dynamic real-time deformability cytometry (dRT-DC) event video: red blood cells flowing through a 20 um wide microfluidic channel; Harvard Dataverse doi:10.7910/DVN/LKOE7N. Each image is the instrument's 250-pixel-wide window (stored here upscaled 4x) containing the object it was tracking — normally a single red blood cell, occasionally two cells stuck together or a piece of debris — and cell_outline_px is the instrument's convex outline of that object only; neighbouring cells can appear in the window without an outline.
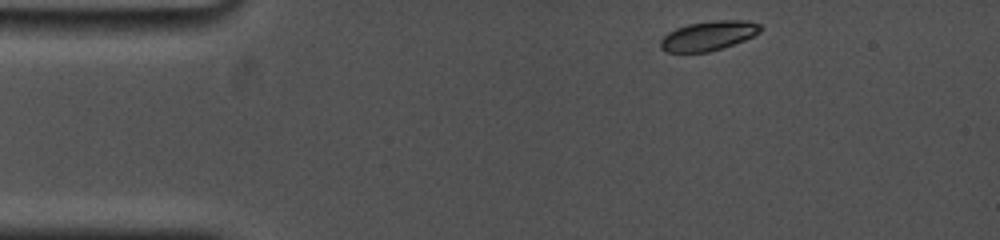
{"species": "common noctule bat (a hibernating species)", "species_latin": "Nyctalus noctula", "temperature_condition": "cold", "stored_images_in_passage": 10, "camera_frame_rate_fps": 5000, "um_per_image_px": 0.085, "animal": {"sex": "female", "body_mass_g": 19.0, "forearm_length_mm": 53.3}, "frame": {"image": 1, "passage_image": 1, "time_ms": 0.0, "image_size_px": [1000, 240], "cell_outline_px": [[764, 28], [760, 32], [744, 40], [708, 52], [664, 52], [660, 48], [660, 40], [668, 32], [676, 28], [688, 24], [716, 20], [748, 20], [760, 24]], "centroid_in_image_um": [60.21, 3.03], "position_along_channel_um": 24.8, "area_um2": 17.17}}
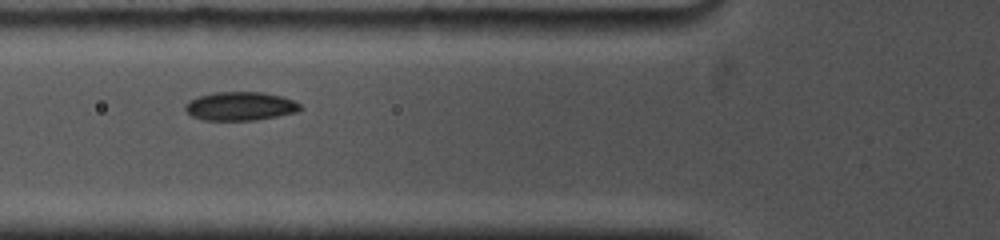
{"frame": {"image": 2, "passage_image": 7, "time_ms": 3.8, "image_size_px": [1000, 240], "cell_outline_px": [[304, 108], [296, 112], [256, 120], [204, 120], [192, 116], [184, 108], [188, 100], [200, 96], [216, 92], [260, 92], [280, 96], [292, 100], [300, 104]], "centroid_in_image_um": [20.42, 9.03], "position_along_channel_um": 105.4, "area_um2": 19.02}}
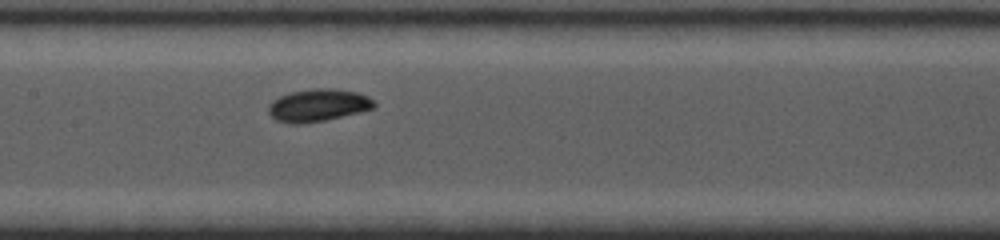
{"frame": {"image": 3, "passage_image": 10, "time_ms": 5.8, "image_size_px": [1000, 240], "cell_outline_px": [[376, 108], [360, 112], [324, 120], [304, 124], [292, 124], [276, 120], [268, 112], [268, 104], [272, 100], [280, 96], [292, 92], [312, 88], [332, 88], [356, 92], [368, 96], [376, 104]], "centroid_in_image_um": [27.03, 8.95], "position_along_channel_um": 180.4, "area_um2": 20.06}}